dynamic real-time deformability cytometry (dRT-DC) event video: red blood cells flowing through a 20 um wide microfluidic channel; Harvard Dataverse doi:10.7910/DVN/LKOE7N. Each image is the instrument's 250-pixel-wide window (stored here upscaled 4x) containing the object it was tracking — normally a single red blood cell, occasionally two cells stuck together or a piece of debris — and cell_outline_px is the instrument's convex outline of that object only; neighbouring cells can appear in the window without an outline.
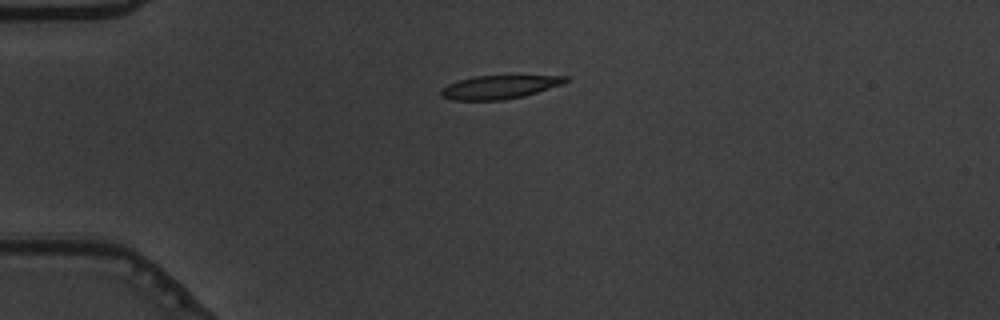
{"species": "common noctule bat (a hibernating species)", "species_latin": "Nyctalus noctula", "temperature_condition": "warm", "stored_images_in_passage": 51, "camera_frame_rate_fps": 3000, "um_per_image_px": 0.085, "animal": {"sex": "male", "body_mass_g": 19.5, "forearm_length_mm": 54.6}, "frame": {"image": 1, "passage_image": 10, "time_ms": 3.0, "image_size_px": [1000, 320], "cell_outline_px": [[568, 80], [560, 84], [536, 92], [520, 96], [500, 100], [452, 100], [440, 96], [440, 88], [448, 84], [460, 80], [476, 76], [568, 76]], "centroid_in_image_um": [42.35, 7.4], "position_along_channel_um": 42.7, "area_um2": 16.59}}
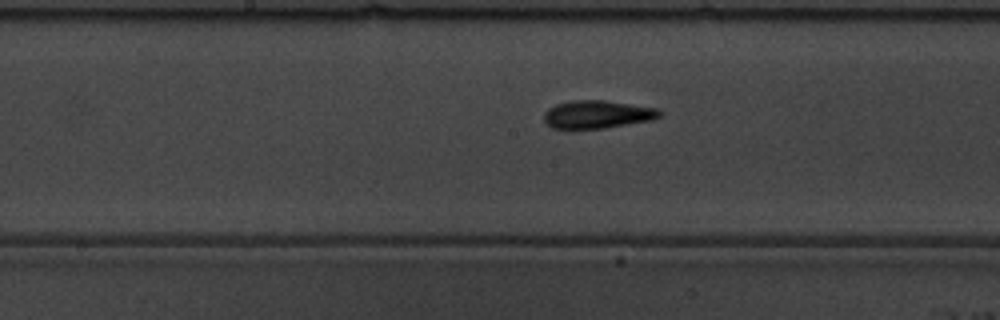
{"frame": {"image": 2, "passage_image": 25, "time_ms": 8.0, "image_size_px": [1000, 320], "cell_outline_px": [[660, 116], [652, 120], [604, 128], [552, 128], [544, 120], [544, 112], [548, 108], [556, 104], [572, 100], [604, 100], [656, 108], [660, 112]], "centroid_in_image_um": [50.74, 9.71], "position_along_channel_um": 197.5, "area_um2": 18.61}}
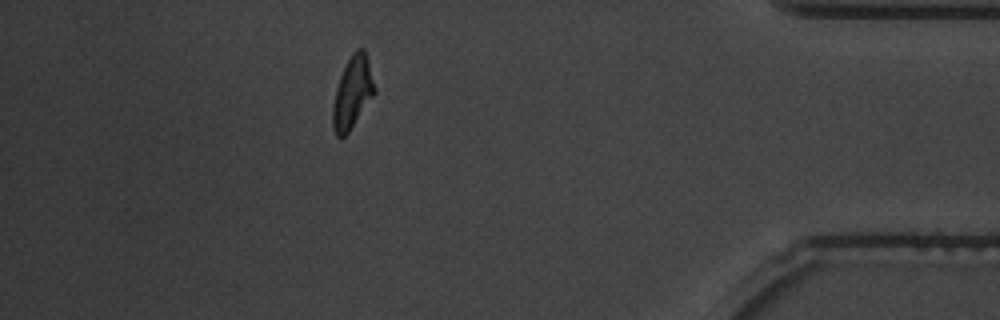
{"frame": {"image": 3, "passage_image": 45, "time_ms": 14.667, "image_size_px": [1000, 320], "cell_outline_px": [[376, 92], [348, 132], [340, 140], [336, 136], [332, 128], [332, 104], [336, 88], [340, 76], [352, 52], [356, 48], [364, 48], [368, 60], [376, 88]], "centroid_in_image_um": [29.95, 7.88], "position_along_channel_um": 405.3, "area_um2": 17.57}, "authors_computed_cell_mechanics": {"area_um2": 17.629, "velocity_mm_per_s": 3.7131, "shape_relaxation_time_tau1_ms": 5.1981, "shape_relaxation_time_tau2_ms": 3.6815, "deformation_change_tau1": 0.1861, "deformation_change_tau2": 0.119}}